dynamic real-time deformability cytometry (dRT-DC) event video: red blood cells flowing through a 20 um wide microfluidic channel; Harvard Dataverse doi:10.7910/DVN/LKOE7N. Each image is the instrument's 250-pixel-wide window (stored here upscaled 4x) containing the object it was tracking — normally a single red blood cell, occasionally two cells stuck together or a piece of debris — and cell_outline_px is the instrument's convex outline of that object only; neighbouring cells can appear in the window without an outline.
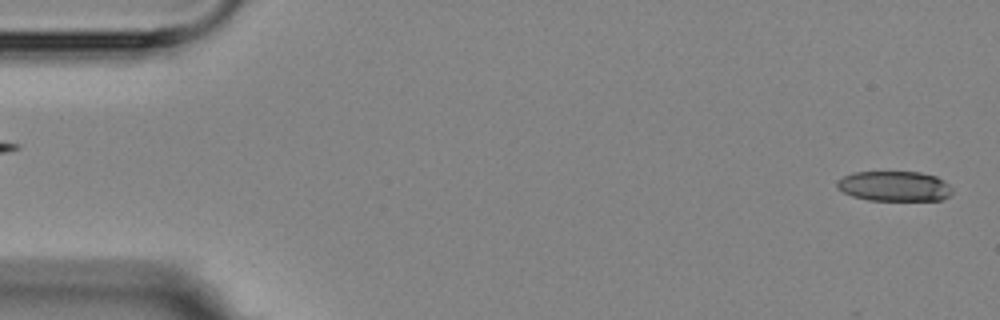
{"species": "Egyptian fruit bat (a non-hibernating species)", "species_latin": "Rousettus aegyptiacus", "temperature_condition": "room temperature", "stored_images_in_passage": 6, "segment_of_instrument_passage": [2, 2], "camera_frame_rate_fps": 3000, "um_per_image_px": 0.085, "animal": {"sex": "female"}, "frame": {"image": 1, "passage_image": 6, "time_ms": 5.667, "image_size_px": [1000, 320], "cell_outline_px": [[952, 192], [948, 196], [940, 200], [868, 200], [852, 196], [836, 188], [836, 180], [852, 172], [920, 172], [936, 176], [944, 180], [952, 188]], "centroid_in_image_um": [76.0, 15.82], "position_along_channel_um": 9.0, "area_um2": 20.29}}